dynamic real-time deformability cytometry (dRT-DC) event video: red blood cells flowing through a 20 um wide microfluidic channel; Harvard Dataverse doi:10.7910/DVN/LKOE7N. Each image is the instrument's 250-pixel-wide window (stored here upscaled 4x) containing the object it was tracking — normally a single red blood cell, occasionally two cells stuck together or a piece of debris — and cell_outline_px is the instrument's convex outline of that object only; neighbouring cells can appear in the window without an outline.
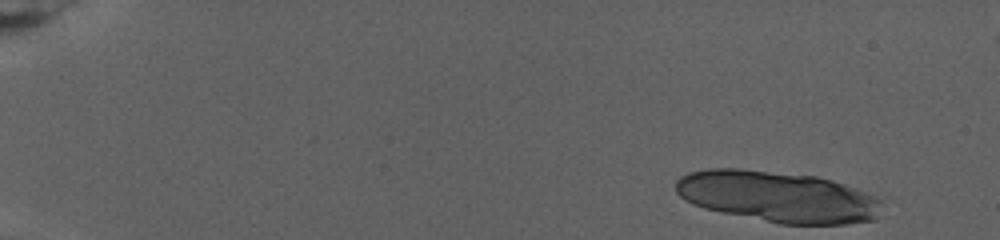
{"species": "human", "species_latin": "Homo sapiens", "temperature_condition": "warm", "stored_images_in_passage": 24, "camera_frame_rate_fps": 3000, "um_per_image_px": 0.085, "donor": {"sex": "female"}, "frame": {"image": 1, "passage_image": 1, "time_ms": 0.0, "image_size_px": [1000, 240], "cell_outline_px": [[880, 200], [876, 220], [848, 224], [780, 224], [704, 208], [692, 204], [684, 200], [676, 192], [676, 180], [680, 176], [688, 172], [708, 168], [740, 168], [816, 176], [832, 180], [880, 196]], "centroid_in_image_um": [66.1, 16.71], "position_along_channel_um": 18.9, "area_um2": 61.67}}